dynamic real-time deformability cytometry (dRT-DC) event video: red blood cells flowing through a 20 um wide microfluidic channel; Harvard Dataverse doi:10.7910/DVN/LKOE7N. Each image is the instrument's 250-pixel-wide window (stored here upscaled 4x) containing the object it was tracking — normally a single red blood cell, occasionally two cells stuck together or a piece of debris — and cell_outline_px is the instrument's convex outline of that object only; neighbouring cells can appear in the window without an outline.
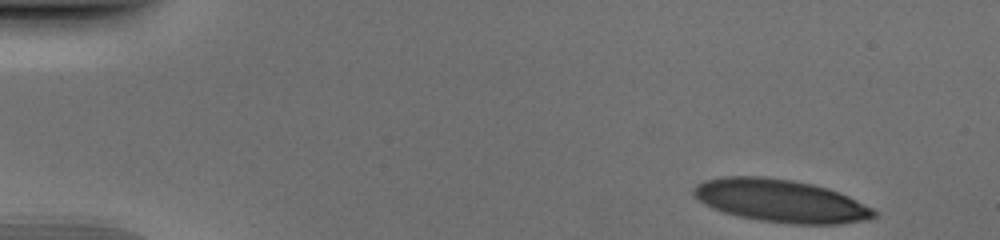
{"species": "human", "species_latin": "Homo sapiens", "temperature_condition": "cold", "stored_images_in_passage": 41, "camera_frame_rate_fps": 3000, "um_per_image_px": 0.085, "donor": {"sex": "male"}, "frame": {"image": 1, "passage_image": 1, "time_ms": 0.0, "image_size_px": [1000, 240], "cell_outline_px": [[876, 216], [868, 220], [840, 224], [792, 224], [760, 220], [740, 216], [724, 212], [712, 208], [704, 204], [692, 196], [692, 188], [696, 184], [704, 180], [724, 176], [764, 176], [792, 180], [812, 184], [828, 188], [840, 192], [872, 208], [876, 212]], "centroid_in_image_um": [66.33, 17.06], "position_along_channel_um": 18.7, "area_um2": 45.14}}
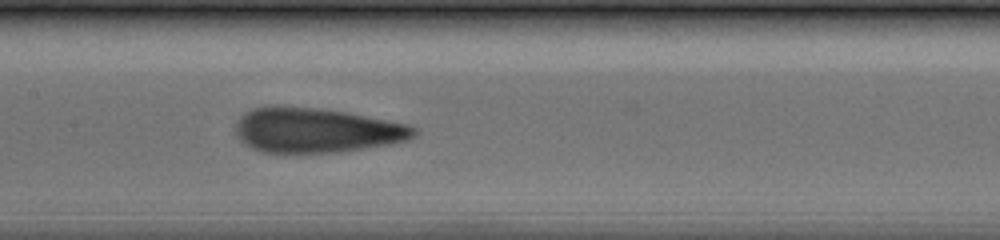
{"frame": {"image": 2, "passage_image": 22, "time_ms": 7.0, "image_size_px": [1000, 240], "cell_outline_px": [[420, 132], [416, 136], [408, 140], [392, 144], [340, 152], [264, 152], [252, 148], [244, 144], [236, 136], [236, 120], [244, 112], [252, 108], [312, 108], [344, 112], [408, 124], [420, 128]], "centroid_in_image_um": [26.95, 11.1], "position_along_channel_um": 180.5, "area_um2": 46.07}}
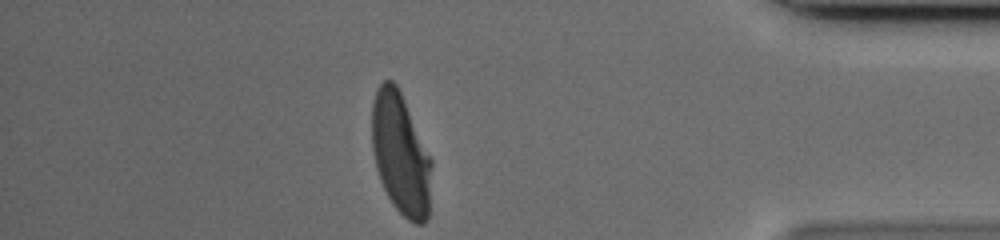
{"frame": {"image": 3, "passage_image": 41, "time_ms": 13.333, "image_size_px": [1000, 240], "cell_outline_px": [[432, 164], [428, 220], [424, 224], [416, 224], [408, 220], [392, 204], [380, 180], [376, 168], [372, 148], [372, 104], [376, 88], [384, 80], [392, 80], [396, 84], [404, 100], [432, 160]], "centroid_in_image_um": [34.05, 13.11], "position_along_channel_um": 401.1, "area_um2": 42.25}}